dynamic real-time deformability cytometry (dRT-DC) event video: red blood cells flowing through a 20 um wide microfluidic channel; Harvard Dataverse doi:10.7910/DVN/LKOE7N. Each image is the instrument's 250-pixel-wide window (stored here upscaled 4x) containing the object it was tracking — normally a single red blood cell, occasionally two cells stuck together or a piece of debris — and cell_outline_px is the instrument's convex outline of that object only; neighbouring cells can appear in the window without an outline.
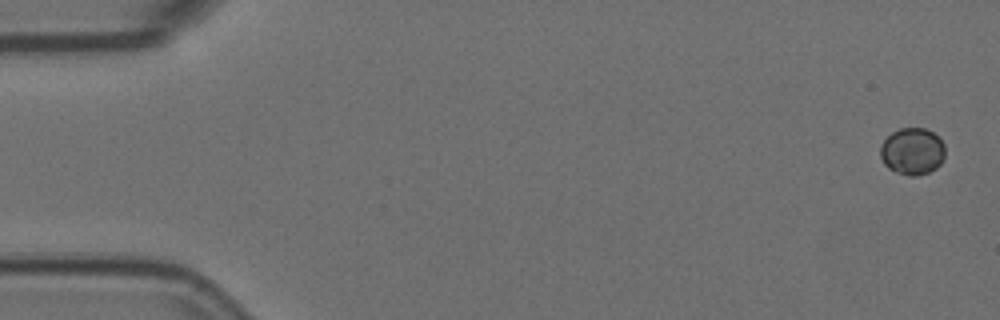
{"species": "Egyptian fruit bat (a non-hibernating species)", "species_latin": "Rousettus aegyptiacus", "temperature_condition": "room temperature", "stored_images_in_passage": 15, "camera_frame_rate_fps": 3000, "um_per_image_px": 0.085, "animal": {"sex": "female"}, "frame": {"image": 1, "passage_image": 1, "time_ms": 0.0, "image_size_px": [1000, 320], "cell_outline_px": [[944, 156], [940, 164], [936, 168], [928, 172], [916, 176], [908, 176], [896, 172], [888, 168], [884, 164], [880, 156], [880, 144], [892, 132], [900, 128], [924, 128], [932, 132], [944, 144]], "centroid_in_image_um": [77.52, 12.87], "position_along_channel_um": 7.5, "area_um2": 17.69}}
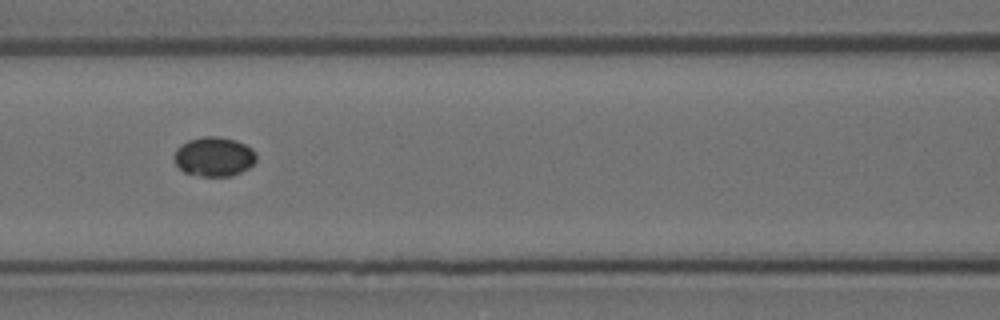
{"frame": {"image": 2, "passage_image": 7, "time_ms": 2.0, "image_size_px": [1000, 320], "cell_outline_px": [[256, 160], [248, 168], [232, 176], [200, 176], [184, 172], [176, 164], [176, 148], [188, 140], [204, 136], [216, 136], [236, 140], [252, 148], [256, 152]], "centroid_in_image_um": [18.22, 13.31], "position_along_channel_um": 148.4, "area_um2": 18.73}}
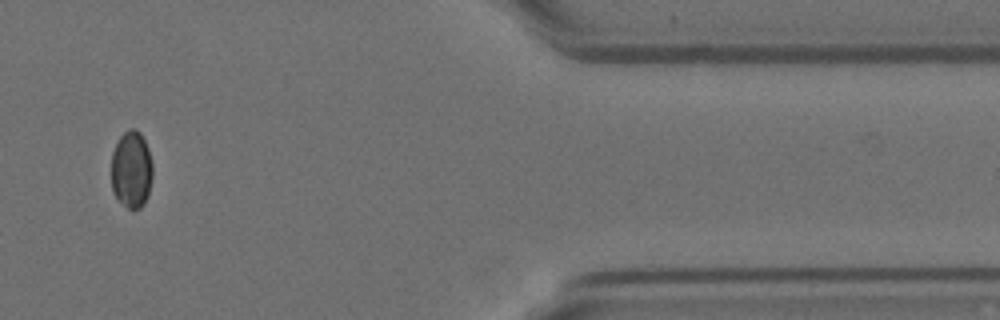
{"frame": {"image": 3, "passage_image": 13, "time_ms": 4.0, "image_size_px": [1000, 320], "cell_outline_px": [[152, 176], [148, 196], [144, 204], [140, 208], [128, 208], [116, 196], [112, 188], [112, 152], [120, 136], [128, 128], [136, 128], [140, 132], [148, 148], [152, 164]], "centroid_in_image_um": [11.19, 14.38], "position_along_channel_um": 400.2, "area_um2": 18.5}}